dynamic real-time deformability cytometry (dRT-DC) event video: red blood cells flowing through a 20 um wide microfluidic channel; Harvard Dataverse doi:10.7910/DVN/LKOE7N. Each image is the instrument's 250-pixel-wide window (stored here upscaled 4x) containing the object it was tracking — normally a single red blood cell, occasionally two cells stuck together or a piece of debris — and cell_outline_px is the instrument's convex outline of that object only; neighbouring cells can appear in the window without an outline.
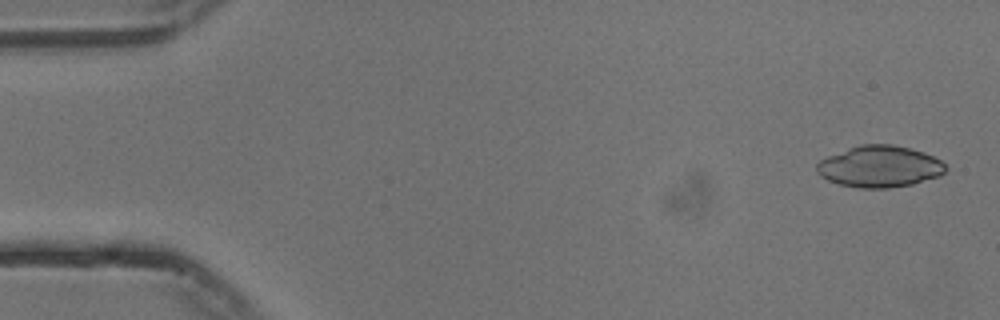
{"species": "common noctule bat (a hibernating species)", "species_latin": "Nyctalus noctula", "temperature_condition": "cold", "stored_images_in_passage": 54, "camera_frame_rate_fps": 3000, "um_per_image_px": 0.085, "animal": {"sex": "male", "body_mass_g": 13.3}, "frame": {"image": 1, "passage_image": 2, "time_ms": 0.333, "image_size_px": [1000, 320], "cell_outline_px": [[948, 168], [940, 176], [912, 184], [888, 188], [860, 188], [840, 184], [828, 180], [820, 176], [816, 172], [816, 164], [820, 160], [828, 156], [848, 148], [860, 144], [892, 144], [924, 152], [940, 160]], "centroid_in_image_um": [74.76, 14.15], "position_along_channel_um": 10.2, "area_um2": 31.15}}
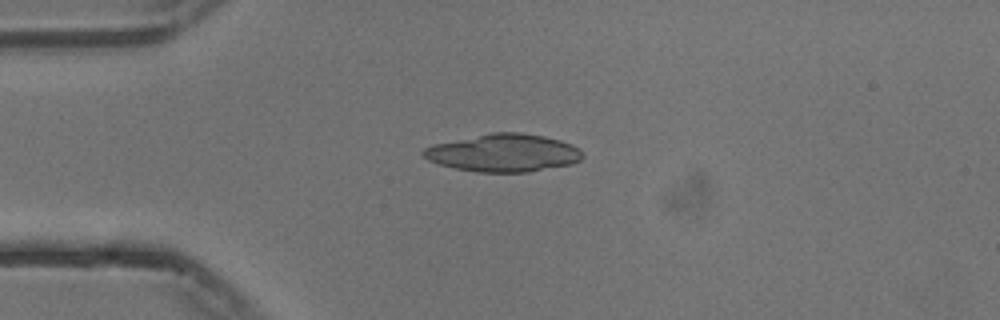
{"frame": {"image": 2, "passage_image": 13, "time_ms": 4.0, "image_size_px": [1000, 320], "cell_outline_px": [[584, 156], [580, 160], [572, 164], [528, 172], [476, 172], [456, 168], [440, 164], [428, 160], [420, 152], [424, 148], [432, 144], [492, 132], [520, 132], [544, 136], [560, 140], [572, 144], [580, 148], [584, 152]], "centroid_in_image_um": [42.82, 12.99], "position_along_channel_um": 42.2, "area_um2": 35.2}}